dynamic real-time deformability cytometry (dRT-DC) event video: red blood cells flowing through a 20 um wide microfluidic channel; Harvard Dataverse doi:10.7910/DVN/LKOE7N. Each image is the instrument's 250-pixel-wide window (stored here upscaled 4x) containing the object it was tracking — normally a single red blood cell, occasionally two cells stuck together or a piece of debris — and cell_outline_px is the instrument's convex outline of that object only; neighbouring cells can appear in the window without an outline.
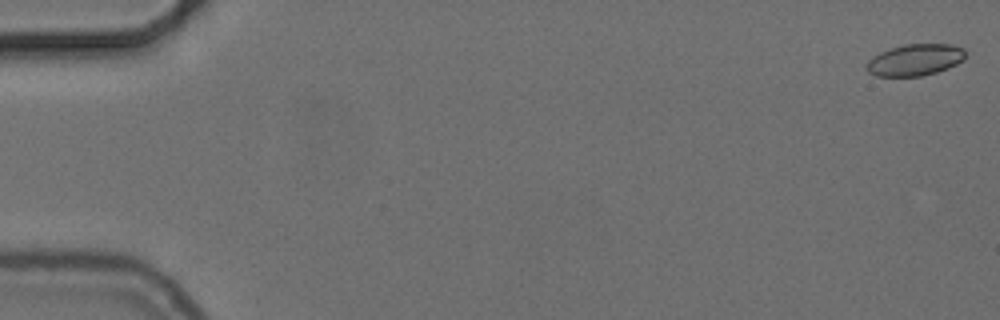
{"species": "common noctule bat (a hibernating species)", "species_latin": "Nyctalus noctula", "temperature_condition": "cold", "stored_images_in_passage": 56, "camera_frame_rate_fps": 3000, "um_per_image_px": 0.085, "animal": {"sex": "female", "body_mass_g": 24.6, "forearm_length_mm": 56.2}, "frame": {"image": 1, "passage_image": 1, "time_ms": 0.0, "image_size_px": [1000, 320], "cell_outline_px": [[964, 60], [948, 68], [936, 72], [920, 76], [876, 76], [868, 72], [864, 64], [872, 56], [880, 52], [904, 44], [952, 44], [964, 48]], "centroid_in_image_um": [77.75, 5.09], "position_along_channel_um": 7.2, "area_um2": 18.26}}
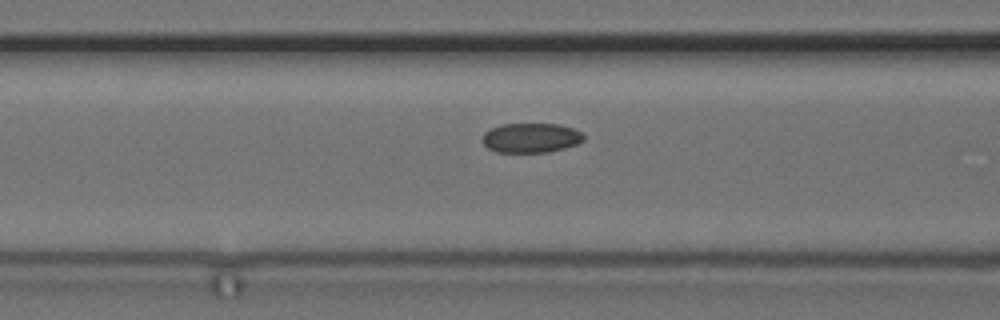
{"frame": {"image": 2, "passage_image": 23, "time_ms": 7.333, "image_size_px": [1000, 320], "cell_outline_px": [[584, 140], [576, 144], [564, 148], [548, 152], [496, 152], [488, 148], [484, 144], [484, 132], [492, 128], [504, 124], [560, 124], [584, 132]], "centroid_in_image_um": [45.17, 11.71], "position_along_channel_um": 121.4, "area_um2": 17.4}}
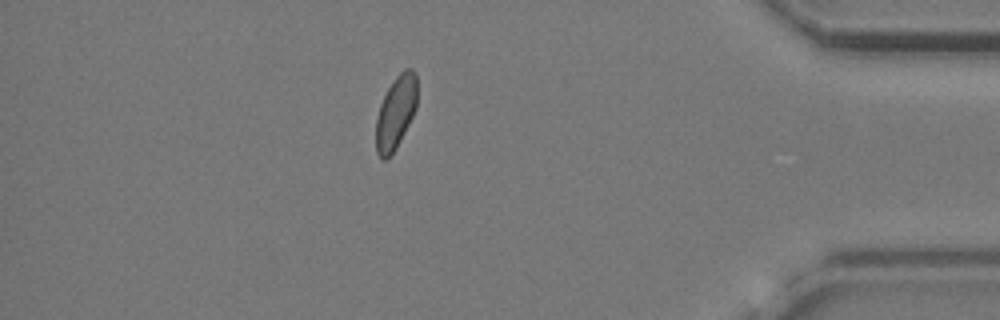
{"frame": {"image": 3, "passage_image": 49, "time_ms": 16.0, "image_size_px": [1000, 320], "cell_outline_px": [[416, 108], [396, 148], [384, 160], [380, 160], [376, 152], [376, 120], [380, 104], [388, 88], [396, 76], [404, 68], [412, 68], [416, 72]], "centroid_in_image_um": [33.63, 9.54], "position_along_channel_um": 401.6, "area_um2": 17.34}, "authors_computed_cell_mechanics": {"area_um2": 18.0336, "velocity_mm_per_s": 3.6941, "shape_relaxation_time_tau1_ms": null, "shape_relaxation_time_tau2_ms": 3.2394, "deformation_change_tau1": null, "deformation_change_tau2": 0.0564}}